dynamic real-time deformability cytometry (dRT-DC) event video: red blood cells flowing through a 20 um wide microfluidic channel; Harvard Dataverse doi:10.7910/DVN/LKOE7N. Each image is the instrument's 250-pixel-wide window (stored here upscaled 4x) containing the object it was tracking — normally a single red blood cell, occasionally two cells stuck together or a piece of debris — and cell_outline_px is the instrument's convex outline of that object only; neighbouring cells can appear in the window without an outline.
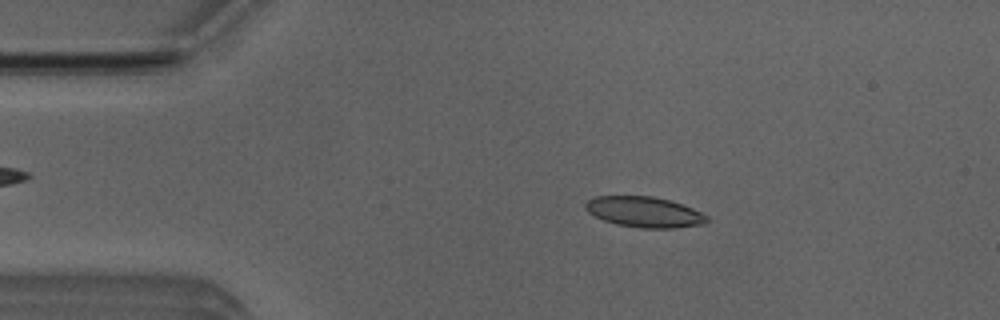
{"species": "Egyptian fruit bat (a non-hibernating species)", "species_latin": "Rousettus aegyptiacus", "temperature_condition": "room temperature", "stored_images_in_passage": 47, "camera_frame_rate_fps": 3000, "um_per_image_px": 0.085, "animal": {"sex": "male"}, "frame": {"image": 1, "passage_image": 5, "time_ms": 1.333, "image_size_px": [1000, 320], "cell_outline_px": [[708, 220], [704, 224], [676, 228], [640, 228], [616, 224], [604, 220], [588, 212], [584, 208], [584, 204], [588, 200], [596, 196], [652, 196], [668, 200], [692, 208], [708, 216]], "centroid_in_image_um": [54.75, 18.02], "position_along_channel_um": 30.2, "area_um2": 21.56}}
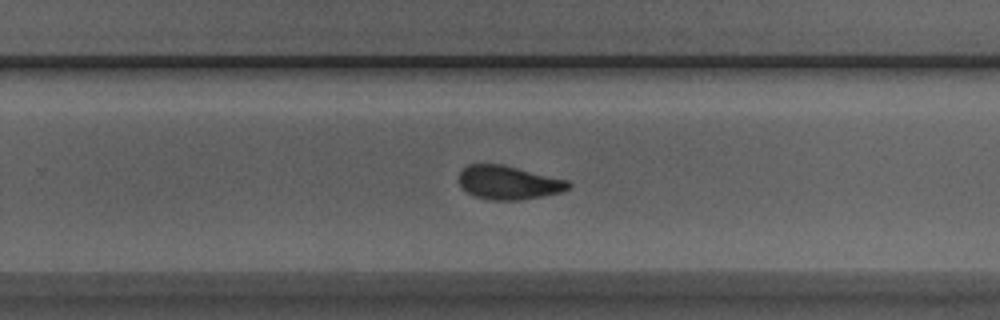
{"frame": {"image": 2, "passage_image": 28, "time_ms": 9.0, "image_size_px": [1000, 320], "cell_outline_px": [[572, 184], [568, 188], [560, 192], [520, 200], [488, 200], [476, 196], [468, 192], [456, 180], [460, 172], [468, 164], [500, 164], [568, 180]], "centroid_in_image_um": [43.19, 15.52], "position_along_channel_um": 286.6, "area_um2": 21.27}}
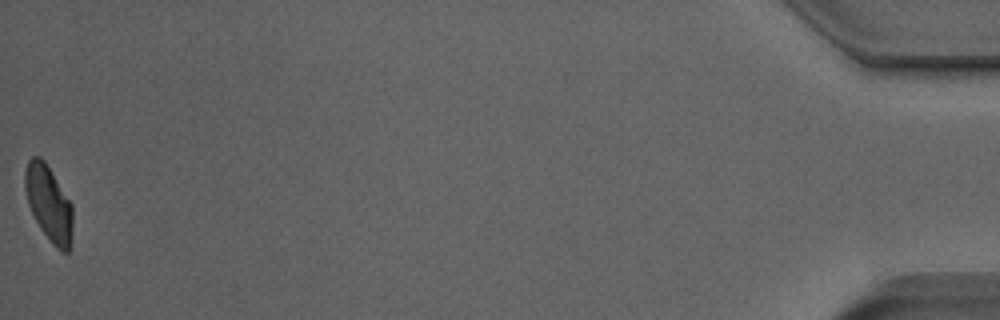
{"frame": {"image": 3, "passage_image": 47, "time_ms": 15.333, "image_size_px": [1000, 320], "cell_outline_px": [[72, 232], [68, 252], [60, 252], [52, 244], [40, 228], [28, 204], [24, 188], [24, 172], [28, 160], [32, 156], [40, 156], [44, 160], [72, 204]], "centroid_in_image_um": [4.13, 17.28], "position_along_channel_um": 431.1, "area_um2": 20.98}, "authors_computed_cell_mechanics": {"area_um2": 22.0218, "velocity_mm_per_s": 3.9548, "shape_relaxation_time_tau1_ms": 2.9007, "shape_relaxation_time_tau2_ms": 2.1637, "deformation_change_tau1": 0.1188, "deformation_change_tau2": 0.0633}}